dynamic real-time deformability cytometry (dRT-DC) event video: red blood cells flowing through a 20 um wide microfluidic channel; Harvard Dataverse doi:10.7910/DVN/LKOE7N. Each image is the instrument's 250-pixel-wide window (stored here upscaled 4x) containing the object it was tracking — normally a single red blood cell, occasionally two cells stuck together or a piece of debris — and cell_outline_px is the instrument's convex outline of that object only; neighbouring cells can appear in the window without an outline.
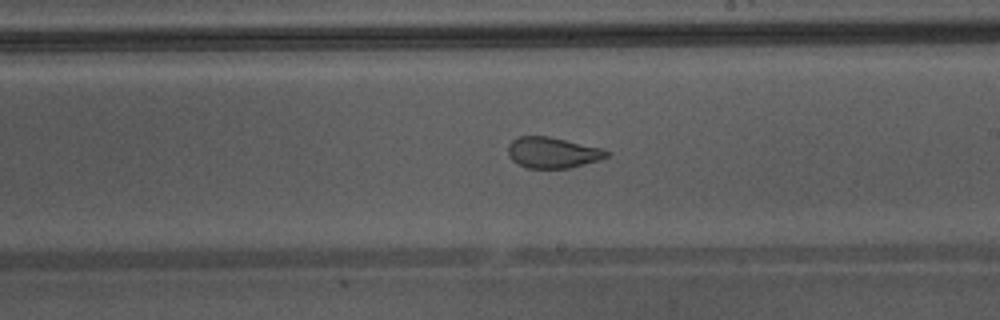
{"species": "Egyptian fruit bat (a non-hibernating species)", "species_latin": "Rousettus aegyptiacus", "temperature_condition": "warm", "stored_images_in_passage": 34, "camera_frame_rate_fps": 3000, "um_per_image_px": 0.085, "animal": {"sex": "male"}, "frame": {"image": 1, "passage_image": 20, "time_ms": 6.333, "image_size_px": [1000, 320], "cell_outline_px": [[612, 152], [608, 156], [600, 160], [568, 168], [528, 168], [512, 160], [508, 156], [508, 144], [512, 140], [520, 136], [548, 136], [600, 148]], "centroid_in_image_um": [46.96, 12.97], "position_along_channel_um": 242.0, "area_um2": 17.63}}